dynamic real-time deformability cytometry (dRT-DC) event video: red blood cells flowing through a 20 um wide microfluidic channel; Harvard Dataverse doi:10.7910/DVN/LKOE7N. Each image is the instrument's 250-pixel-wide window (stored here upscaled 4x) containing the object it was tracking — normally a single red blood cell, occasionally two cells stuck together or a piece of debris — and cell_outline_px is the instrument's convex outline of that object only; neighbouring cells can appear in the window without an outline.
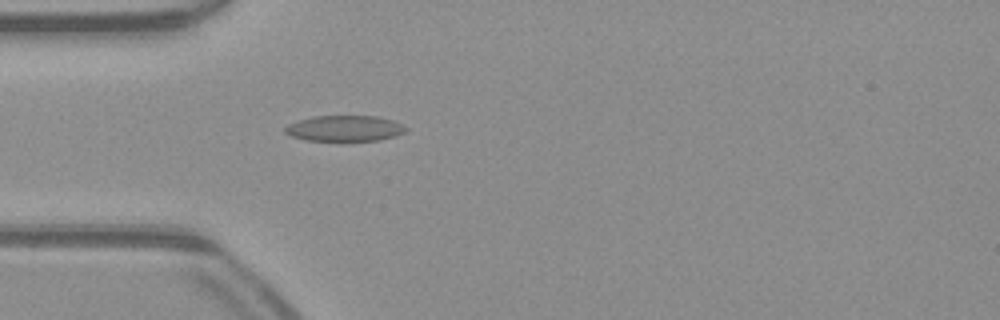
{"species": "common noctule bat (a hibernating species)", "species_latin": "Nyctalus noctula", "temperature_condition": "warm", "stored_images_in_passage": 51, "camera_frame_rate_fps": 3000, "um_per_image_px": 0.085, "animal": {"sex": "male", "body_mass_g": 23.1, "forearm_length_mm": 52.7}, "frame": {"image": 1, "passage_image": 15, "time_ms": 4.667, "image_size_px": [1000, 320], "cell_outline_px": [[408, 128], [404, 132], [396, 136], [380, 140], [344, 144], [304, 140], [292, 136], [284, 132], [284, 128], [288, 124], [312, 116], [376, 116], [392, 120]], "centroid_in_image_um": [29.28, 10.97], "position_along_channel_um": 55.7, "area_um2": 19.07}}
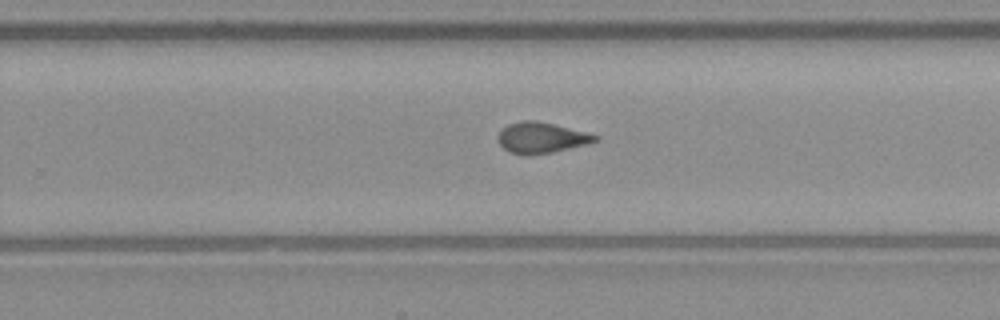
{"frame": {"image": 2, "passage_image": 32, "time_ms": 10.333, "image_size_px": [1000, 320], "cell_outline_px": [[600, 140], [552, 152], [528, 156], [524, 156], [508, 152], [496, 140], [496, 136], [508, 124], [520, 120], [536, 120], [600, 136]], "centroid_in_image_um": [45.95, 11.72], "position_along_channel_um": 283.9, "area_um2": 17.4}}
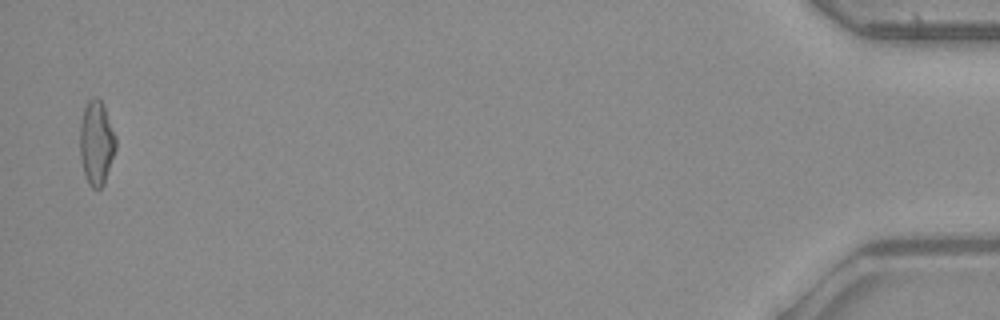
{"frame": {"image": 3, "passage_image": 50, "time_ms": 16.333, "image_size_px": [1000, 320], "cell_outline_px": [[116, 148], [104, 184], [100, 188], [92, 188], [88, 184], [84, 176], [80, 160], [80, 124], [84, 108], [88, 100], [92, 96], [96, 96], [104, 104], [116, 136]], "centroid_in_image_um": [8.19, 12.13], "position_along_channel_um": 427.0, "area_um2": 17.92}, "authors_computed_cell_mechanics": {"area_um2": 17.4556, "velocity_mm_per_s": 4.0794, "shape_relaxation_time_tau1_ms": 4.7592, "shape_relaxation_time_tau2_ms": 1.5061, "deformation_change_tau1": 0.1688, "deformation_change_tau2": 0.0914}}